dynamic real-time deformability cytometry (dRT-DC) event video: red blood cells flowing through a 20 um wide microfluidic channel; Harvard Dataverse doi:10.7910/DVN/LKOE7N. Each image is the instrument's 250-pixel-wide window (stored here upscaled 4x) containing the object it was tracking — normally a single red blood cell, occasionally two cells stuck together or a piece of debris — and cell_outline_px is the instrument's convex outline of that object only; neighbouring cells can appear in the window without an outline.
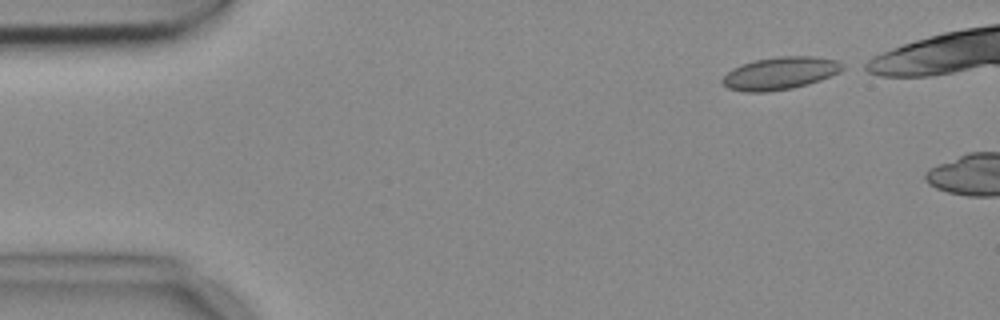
{"species": "common noctule bat (a hibernating species)", "species_latin": "Nyctalus noctula", "temperature_condition": "cold", "stored_images_in_passage": 11, "camera_frame_rate_fps": 3000, "um_per_image_px": 0.085, "animal": {"sex": "female", "body_mass_g": 18.4}, "frame": {"image": 1, "passage_image": 1, "time_ms": 0.0, "image_size_px": [1000, 320], "cell_outline_px": [[848, 68], [840, 72], [820, 80], [808, 84], [792, 88], [768, 92], [744, 92], [728, 88], [720, 80], [732, 68], [740, 64], [756, 60], [780, 56], [816, 56], [836, 60], [844, 64]], "centroid_in_image_um": [66.34, 6.22], "position_along_channel_um": 18.7, "area_um2": 23.0}}